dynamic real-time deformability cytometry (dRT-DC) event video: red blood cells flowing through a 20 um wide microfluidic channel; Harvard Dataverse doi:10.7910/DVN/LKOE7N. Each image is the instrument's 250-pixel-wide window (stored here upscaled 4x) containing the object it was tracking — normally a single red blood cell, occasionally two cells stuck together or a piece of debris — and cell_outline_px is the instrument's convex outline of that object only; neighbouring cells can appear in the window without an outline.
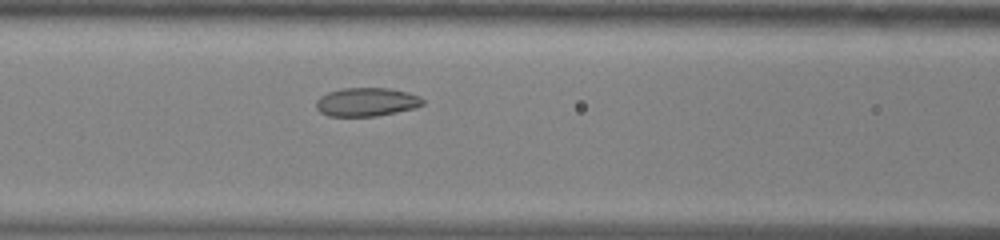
{"species": "common noctule bat (a hibernating species)", "species_latin": "Nyctalus noctula", "temperature_condition": "warm", "stored_images_in_passage": 38, "camera_frame_rate_fps": 3000, "um_per_image_px": 0.085, "animal": {"sex": "male", "body_mass_g": 13.0, "forearm_length_mm": 53.1}, "frame": {"image": 1, "passage_image": 18, "time_ms": 5.667, "image_size_px": [1000, 240], "cell_outline_px": [[424, 104], [416, 108], [376, 116], [328, 116], [320, 112], [316, 108], [316, 100], [320, 96], [328, 92], [344, 88], [388, 88], [408, 92], [420, 96], [424, 100]], "centroid_in_image_um": [31.16, 8.67], "position_along_channel_um": 135.4, "area_um2": 17.86}}
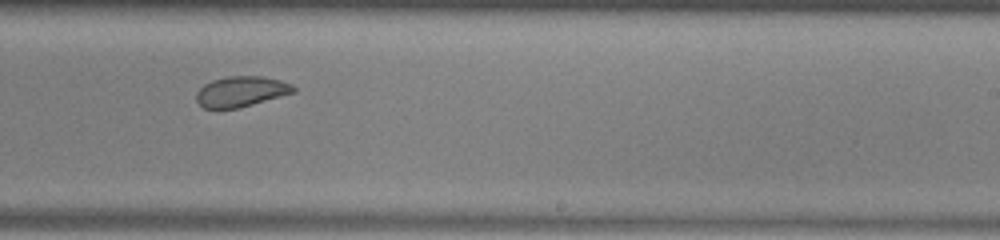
{"frame": {"image": 2, "passage_image": 28, "time_ms": 9.0, "image_size_px": [1000, 240], "cell_outline_px": [[296, 92], [252, 104], [236, 108], [204, 108], [196, 100], [196, 92], [204, 84], [212, 80], [228, 76], [260, 76], [280, 80], [292, 84], [296, 88]], "centroid_in_image_um": [20.5, 7.77], "position_along_channel_um": 268.5, "area_um2": 17.11}}
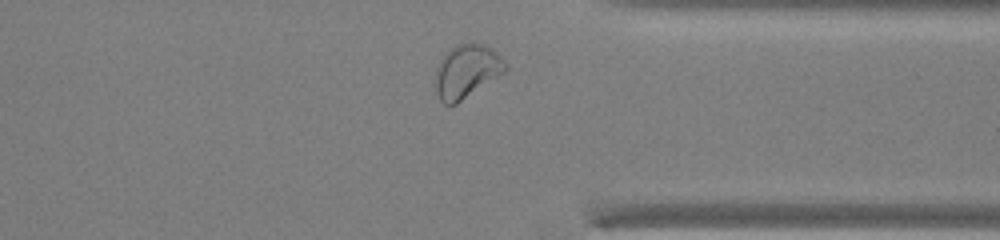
{"frame": {"image": 3, "passage_image": 36, "time_ms": 11.667, "image_size_px": [1000, 240], "cell_outline_px": [[508, 68], [504, 72], [456, 104], [444, 104], [440, 100], [436, 92], [436, 68], [440, 60], [456, 44], [468, 40], [484, 44], [492, 48], [508, 64]], "centroid_in_image_um": [39.68, 6.01], "position_along_channel_um": 371.7, "area_um2": 21.79}, "authors_computed_cell_mechanics": {"area_um2": 18.7272, "velocity_mm_per_s": 4.0089, "shape_relaxation_time_tau1_ms": 6.9448, "shape_relaxation_time_tau2_ms": 4.6085, "deformation_change_tau1": 0.1167, "deformation_change_tau2": 0.0744}}